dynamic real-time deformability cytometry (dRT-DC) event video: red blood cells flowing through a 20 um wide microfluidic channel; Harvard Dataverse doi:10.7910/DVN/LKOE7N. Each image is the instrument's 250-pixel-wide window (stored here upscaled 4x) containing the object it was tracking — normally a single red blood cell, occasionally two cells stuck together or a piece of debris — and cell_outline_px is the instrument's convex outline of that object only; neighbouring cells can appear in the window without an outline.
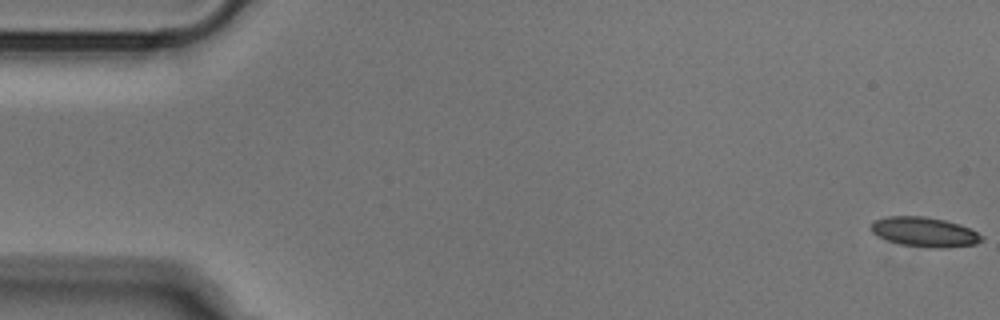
{"species": "Egyptian fruit bat (a non-hibernating species)", "species_latin": "Rousettus aegyptiacus", "temperature_condition": "cold", "stored_images_in_passage": 52, "camera_frame_rate_fps": 3000, "um_per_image_px": 0.085, "animal": {"sex": "male"}, "frame": {"image": 1, "passage_image": 1, "time_ms": 0.0, "image_size_px": [1000, 320], "cell_outline_px": [[984, 240], [976, 244], [940, 248], [928, 248], [900, 244], [888, 240], [872, 232], [868, 228], [872, 220], [888, 216], [924, 216], [944, 220], [960, 224], [984, 236]], "centroid_in_image_um": [78.56, 19.71], "position_along_channel_um": 6.4, "area_um2": 19.25}}
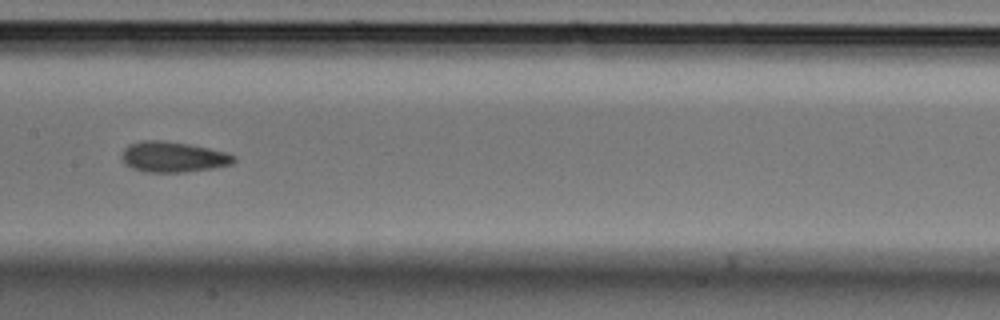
{"frame": {"image": 2, "passage_image": 26, "time_ms": 8.333, "image_size_px": [1000, 320], "cell_outline_px": [[236, 160], [232, 164], [212, 168], [184, 172], [144, 172], [132, 168], [124, 164], [120, 156], [124, 148], [132, 144], [144, 140], [164, 140], [188, 144], [208, 148], [224, 152], [236, 156]], "centroid_in_image_um": [14.69, 13.34], "position_along_channel_um": 192.7, "area_um2": 19.94}}
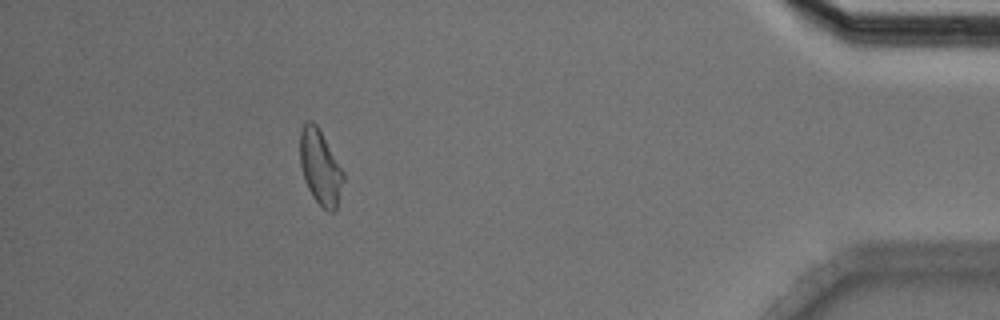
{"frame": {"image": 3, "passage_image": 47, "time_ms": 15.333, "image_size_px": [1000, 320], "cell_outline_px": [[344, 180], [336, 208], [332, 212], [328, 212], [312, 196], [304, 180], [300, 164], [300, 132], [304, 124], [308, 120], [312, 120], [316, 124], [344, 172]], "centroid_in_image_um": [27.21, 14.22], "position_along_channel_um": 408.0, "area_um2": 18.67}}